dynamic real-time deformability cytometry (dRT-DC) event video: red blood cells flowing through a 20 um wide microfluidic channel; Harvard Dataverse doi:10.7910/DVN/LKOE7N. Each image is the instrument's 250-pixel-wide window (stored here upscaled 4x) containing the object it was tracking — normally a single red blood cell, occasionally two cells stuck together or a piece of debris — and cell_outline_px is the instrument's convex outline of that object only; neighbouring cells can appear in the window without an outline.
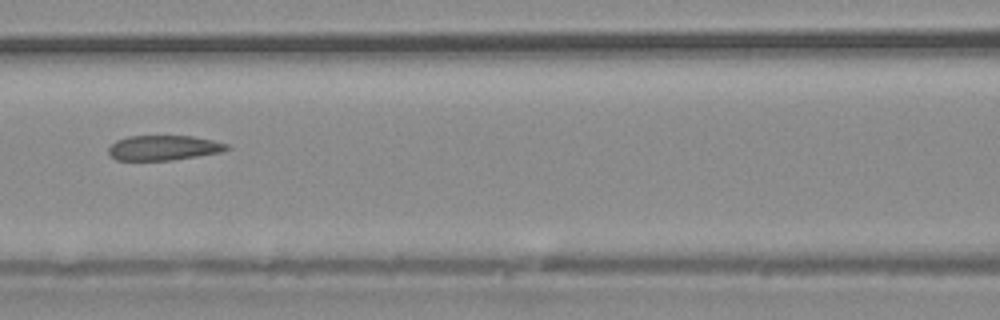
{"species": "common noctule bat (a hibernating species)", "species_latin": "Nyctalus noctula", "temperature_condition": "warm", "stored_images_in_passage": 26, "camera_frame_rate_fps": 3000, "um_per_image_px": 0.085, "animal": {"sex": "male", "body_mass_g": 20.4}, "frame": {"image": 1, "passage_image": 8, "time_ms": 2.333, "image_size_px": [1000, 320], "cell_outline_px": [[232, 148], [220, 152], [172, 160], [116, 160], [108, 152], [108, 148], [116, 140], [128, 136], [192, 136], [212, 140], [228, 144]], "centroid_in_image_um": [13.91, 12.56], "position_along_channel_um": 152.7, "area_um2": 17.11}}